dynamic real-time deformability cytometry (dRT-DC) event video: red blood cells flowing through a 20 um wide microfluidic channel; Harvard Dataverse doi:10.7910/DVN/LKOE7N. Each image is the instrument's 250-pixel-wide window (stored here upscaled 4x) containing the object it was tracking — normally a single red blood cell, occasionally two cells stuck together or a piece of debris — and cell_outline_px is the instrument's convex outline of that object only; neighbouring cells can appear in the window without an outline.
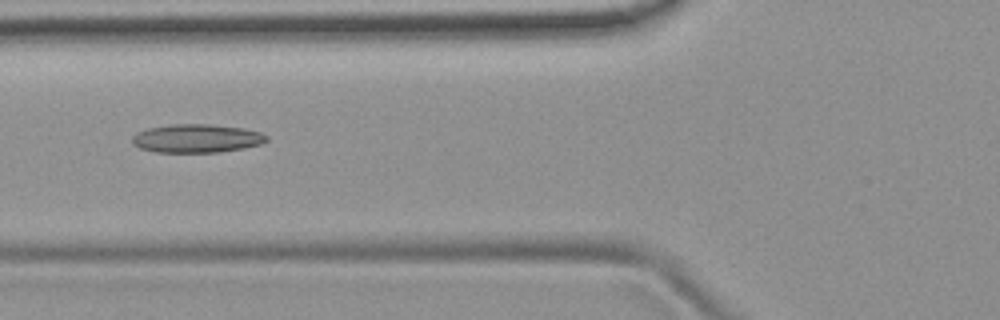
{"species": "common noctule bat (a hibernating species)", "species_latin": "Nyctalus noctula", "temperature_condition": "room temperature", "stored_images_in_passage": 6, "camera_frame_rate_fps": 3000, "um_per_image_px": 0.085, "animal": {"sex": "female", "body_mass_g": 19.9}, "frame": {"image": 1, "passage_image": 5, "time_ms": 5.0, "image_size_px": [1000, 320], "cell_outline_px": [[268, 140], [260, 144], [240, 148], [216, 152], [156, 152], [140, 148], [132, 144], [132, 136], [136, 132], [148, 128], [168, 124], [208, 124], [244, 128], [260, 132], [268, 136]], "centroid_in_image_um": [16.67, 11.75], "position_along_channel_um": 109.1, "area_um2": 22.25}}
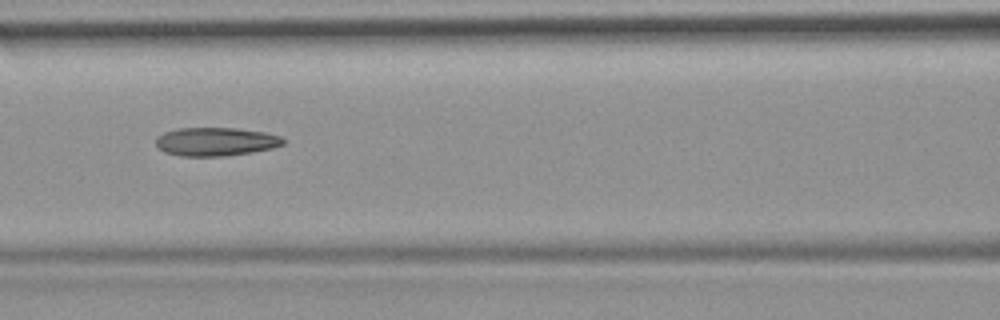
{"frame": {"image": 2, "passage_image": 6, "time_ms": 6.0, "image_size_px": [1000, 320], "cell_outline_px": [[284, 144], [272, 148], [252, 152], [224, 156], [180, 156], [164, 152], [156, 144], [156, 136], [164, 132], [180, 128], [236, 128], [264, 132], [280, 136], [284, 140]], "centroid_in_image_um": [18.32, 12.04], "position_along_channel_um": 148.3, "area_um2": 21.1}}